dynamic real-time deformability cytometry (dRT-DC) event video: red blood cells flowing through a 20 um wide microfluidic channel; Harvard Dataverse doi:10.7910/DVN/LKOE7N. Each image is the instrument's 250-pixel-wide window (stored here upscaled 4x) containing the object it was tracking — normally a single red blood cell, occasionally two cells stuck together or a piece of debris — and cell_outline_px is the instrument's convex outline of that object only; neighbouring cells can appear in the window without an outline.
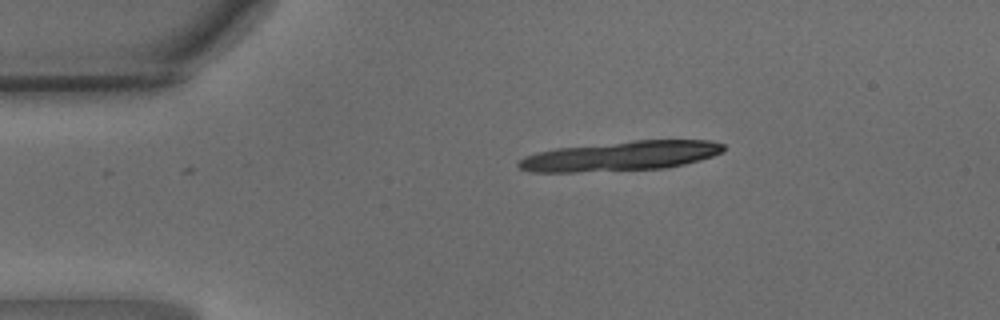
{"species": "common noctule bat (a hibernating species)", "species_latin": "Nyctalus noctula", "temperature_condition": "warm", "stored_images_in_passage": 14, "camera_frame_rate_fps": 3000, "um_per_image_px": 0.085, "animal": {"sex": "male", "body_mass_g": 15.6}, "frame": {"image": 1, "passage_image": 1, "time_ms": 0.0, "image_size_px": [1000, 320], "cell_outline_px": [[724, 152], [700, 160], [684, 164], [664, 168], [572, 172], [528, 172], [520, 168], [516, 164], [524, 156], [536, 152], [556, 148], [632, 140], [712, 140], [724, 144]], "centroid_in_image_um": [52.75, 13.25], "position_along_channel_um": 32.2, "area_um2": 35.49}}